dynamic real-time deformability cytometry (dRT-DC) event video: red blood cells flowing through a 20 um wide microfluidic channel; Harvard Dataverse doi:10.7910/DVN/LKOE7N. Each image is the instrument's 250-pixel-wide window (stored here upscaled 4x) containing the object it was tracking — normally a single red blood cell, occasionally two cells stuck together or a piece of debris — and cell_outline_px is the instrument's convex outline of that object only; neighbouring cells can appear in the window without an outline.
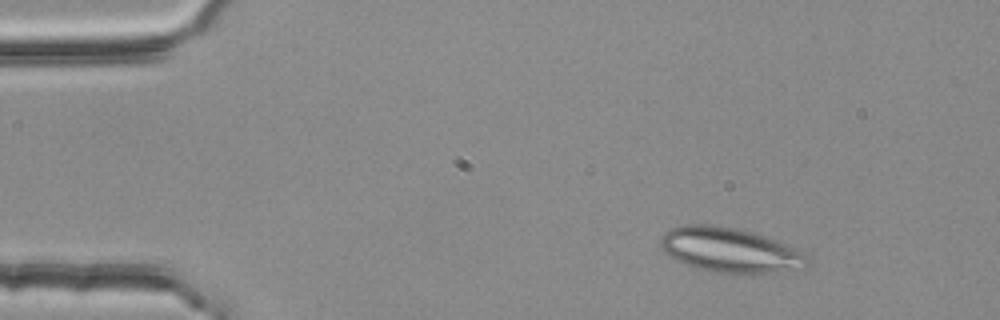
{"species": "common noctule bat (a hibernating species)", "species_latin": "Nyctalus noctula", "temperature_condition": "room temperature", "stored_images_in_passage": 3, "camera_frame_rate_fps": 3000, "um_per_image_px": 0.085, "animal": {"sex": "female", "body_mass_g": 25.1}, "frame": {"image": 1, "passage_image": 2, "time_ms": 0.333, "image_size_px": [1000, 320], "cell_outline_px": [[812, 256], [804, 268], [752, 276], [716, 272], [696, 268], [684, 264], [676, 260], [664, 252], [660, 244], [660, 236], [664, 232], [672, 228], [684, 224], [712, 224], [736, 228], [752, 232], [784, 244], [804, 252]], "centroid_in_image_um": [62.06, 21.29], "position_along_channel_um": 22.9, "area_um2": 38.9}}